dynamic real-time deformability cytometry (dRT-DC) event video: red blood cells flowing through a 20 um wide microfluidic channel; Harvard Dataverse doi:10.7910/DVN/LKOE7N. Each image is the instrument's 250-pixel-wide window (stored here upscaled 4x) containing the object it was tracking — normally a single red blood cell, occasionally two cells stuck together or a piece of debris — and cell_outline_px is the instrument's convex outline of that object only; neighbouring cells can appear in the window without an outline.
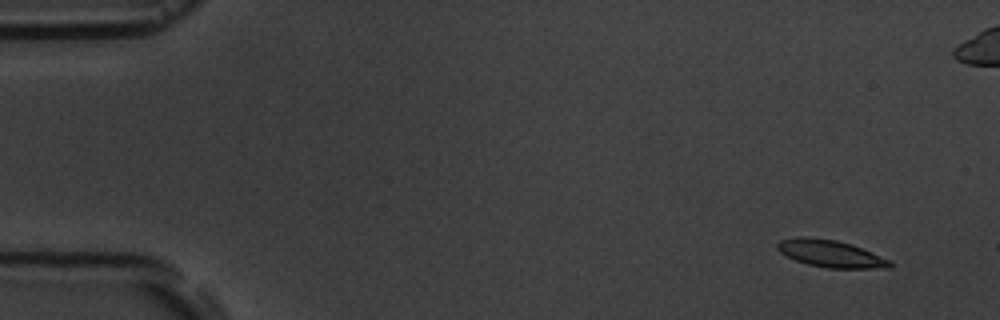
{"species": "common noctule bat (a hibernating species)", "species_latin": "Nyctalus noctula", "temperature_condition": "room temperature", "stored_images_in_passage": 3, "camera_frame_rate_fps": 3000, "um_per_image_px": 0.085, "animal": {"sex": "male", "body_mass_g": 19.5, "forearm_length_mm": 54.6}, "frame": {"image": 1, "passage_image": 1, "time_ms": 0.0, "image_size_px": [1000, 320], "cell_outline_px": [[892, 268], [828, 268], [808, 264], [796, 260], [780, 252], [776, 248], [776, 244], [780, 240], [796, 236], [808, 236], [836, 240], [852, 244], [892, 260]], "centroid_in_image_um": [70.62, 21.54], "position_along_channel_um": 14.4, "area_um2": 17.98}}